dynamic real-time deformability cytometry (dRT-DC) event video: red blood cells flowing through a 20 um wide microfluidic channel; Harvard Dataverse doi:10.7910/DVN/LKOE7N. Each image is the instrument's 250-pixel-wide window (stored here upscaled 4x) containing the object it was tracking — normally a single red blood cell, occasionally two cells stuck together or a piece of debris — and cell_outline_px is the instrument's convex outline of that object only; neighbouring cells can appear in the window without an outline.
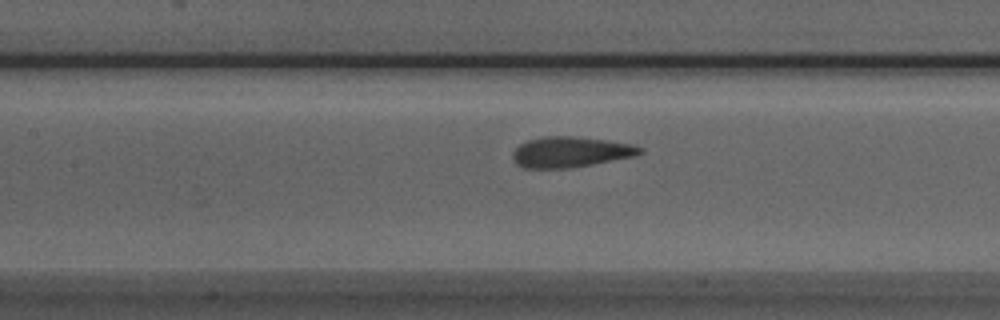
{"species": "Egyptian fruit bat (a non-hibernating species)", "species_latin": "Rousettus aegyptiacus", "temperature_condition": "room temperature", "stored_images_in_passage": 36, "camera_frame_rate_fps": 3000, "um_per_image_px": 0.085, "animal": {"sex": "male"}, "frame": {"image": 1, "passage_image": 14, "time_ms": 4.333, "image_size_px": [1000, 320], "cell_outline_px": [[644, 152], [636, 156], [592, 164], [568, 168], [524, 168], [516, 164], [512, 156], [512, 152], [520, 144], [528, 140], [544, 136], [572, 136], [604, 140], [632, 144], [644, 148]], "centroid_in_image_um": [48.5, 12.92], "position_along_channel_um": 158.9, "area_um2": 22.66}}
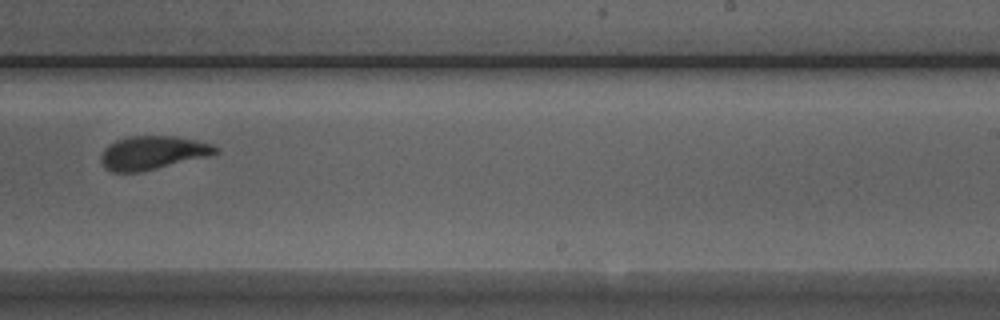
{"frame": {"image": 2, "passage_image": 23, "time_ms": 7.333, "image_size_px": [1000, 320], "cell_outline_px": [[220, 152], [208, 156], [140, 172], [112, 172], [104, 168], [100, 160], [100, 156], [104, 148], [116, 140], [128, 136], [176, 136], [196, 140], [212, 144], [220, 148]], "centroid_in_image_um": [12.97, 12.98], "position_along_channel_um": 276.0, "area_um2": 22.48}}
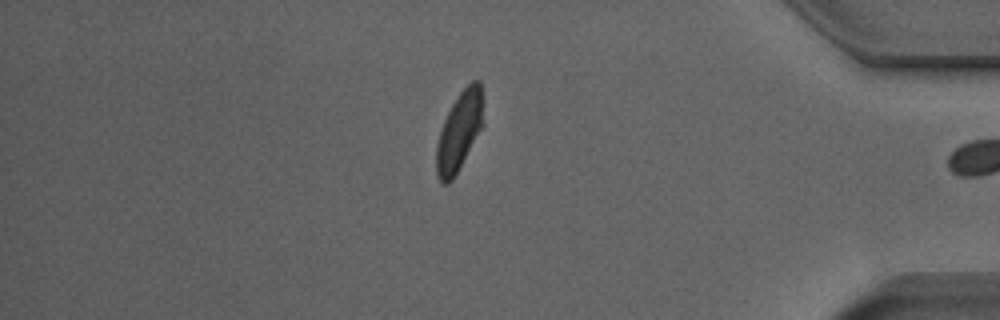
{"frame": {"image": 3, "passage_image": 35, "time_ms": 11.333, "image_size_px": [1000, 320], "cell_outline_px": [[484, 124], [452, 180], [448, 184], [440, 184], [436, 176], [436, 144], [444, 120], [452, 104], [460, 92], [472, 80], [480, 80], [484, 100]], "centroid_in_image_um": [39.06, 11.14], "position_along_channel_um": 396.1, "area_um2": 21.79}, "authors_computed_cell_mechanics": {"area_um2": 23.0044, "velocity_mm_per_s": 3.9173, "shape_relaxation_time_tau1_ms": 3.8396, "shape_relaxation_time_tau2_ms": 0.9656, "deformation_change_tau1": 0.1409, "deformation_change_tau2": 0.0495}}